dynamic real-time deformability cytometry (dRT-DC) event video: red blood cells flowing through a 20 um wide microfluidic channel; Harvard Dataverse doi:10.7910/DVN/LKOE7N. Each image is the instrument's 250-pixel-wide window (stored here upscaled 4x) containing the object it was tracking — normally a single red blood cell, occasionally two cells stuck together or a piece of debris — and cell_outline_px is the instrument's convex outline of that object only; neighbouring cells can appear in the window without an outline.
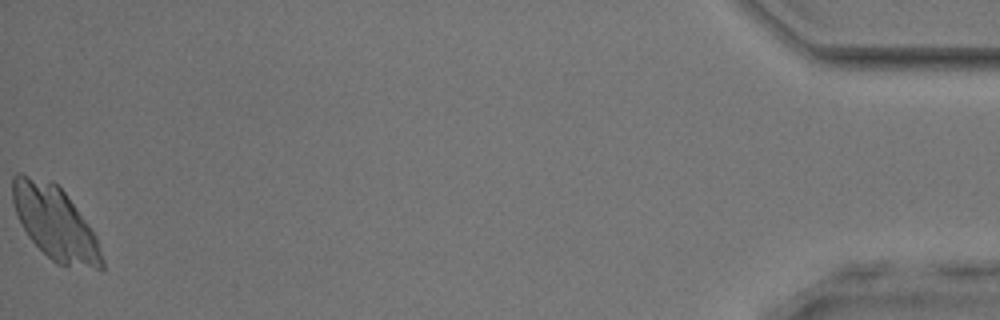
{"species": "common noctule bat (a hibernating species)", "species_latin": "Nyctalus noctula", "temperature_condition": "room temperature", "stored_images_in_passage": 46, "camera_frame_rate_fps": 3000, "um_per_image_px": 0.085, "animal": {"sex": "male", "body_mass_g": 17.9, "forearm_length_mm": 54.2}, "frame": {"image": 1, "passage_image": 46, "time_ms": 15.0, "image_size_px": [1000, 320], "cell_outline_px": [[104, 268], [96, 268], [56, 264], [28, 236], [16, 212], [12, 200], [12, 176], [16, 172], [20, 172], [52, 180], [64, 192], [92, 228], [96, 236], [104, 260]], "centroid_in_image_um": [4.66, 18.9], "position_along_channel_um": 430.5, "area_um2": 37.97}}